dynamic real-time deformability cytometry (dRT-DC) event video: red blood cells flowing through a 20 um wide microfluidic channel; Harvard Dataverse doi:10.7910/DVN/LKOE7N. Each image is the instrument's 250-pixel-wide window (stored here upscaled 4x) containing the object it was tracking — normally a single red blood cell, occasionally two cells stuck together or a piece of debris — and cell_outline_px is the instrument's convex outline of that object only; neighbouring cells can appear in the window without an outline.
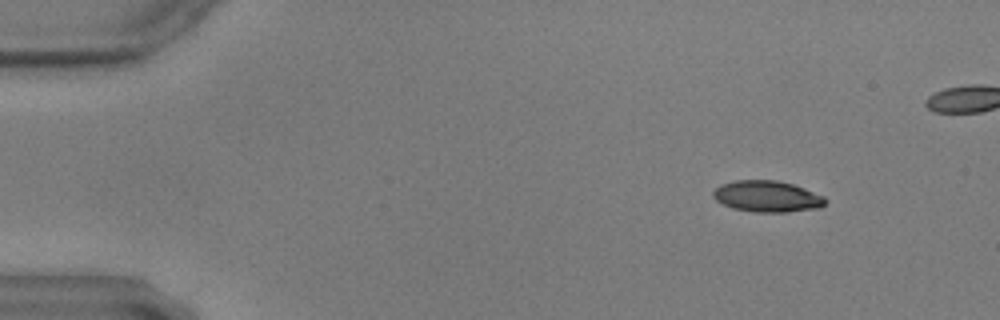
{"species": "common noctule bat (a hibernating species)", "species_latin": "Nyctalus noctula", "temperature_condition": "warm", "stored_images_in_passage": 51, "camera_frame_rate_fps": 3000, "um_per_image_px": 0.085, "animal": {"sex": "male", "body_mass_g": 17.9, "forearm_length_mm": 54.2}, "frame": {"image": 1, "passage_image": 4, "time_ms": 1.0, "image_size_px": [1000, 320], "cell_outline_px": [[828, 200], [820, 208], [788, 212], [756, 212], [732, 208], [716, 200], [712, 196], [712, 192], [720, 184], [736, 180], [776, 180], [792, 184], [804, 188], [824, 196]], "centroid_in_image_um": [65.21, 16.69], "position_along_channel_um": 19.8, "area_um2": 20.52}}
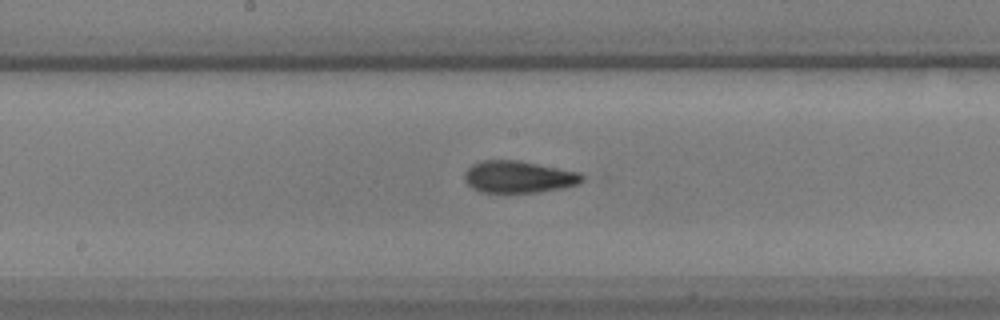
{"frame": {"image": 2, "passage_image": 28, "time_ms": 9.0, "image_size_px": [1000, 320], "cell_outline_px": [[584, 180], [580, 184], [564, 188], [536, 192], [480, 192], [472, 188], [464, 180], [464, 172], [472, 164], [480, 160], [520, 160], [580, 172], [584, 176]], "centroid_in_image_um": [44.09, 15.02], "position_along_channel_um": 204.1, "area_um2": 22.2}}
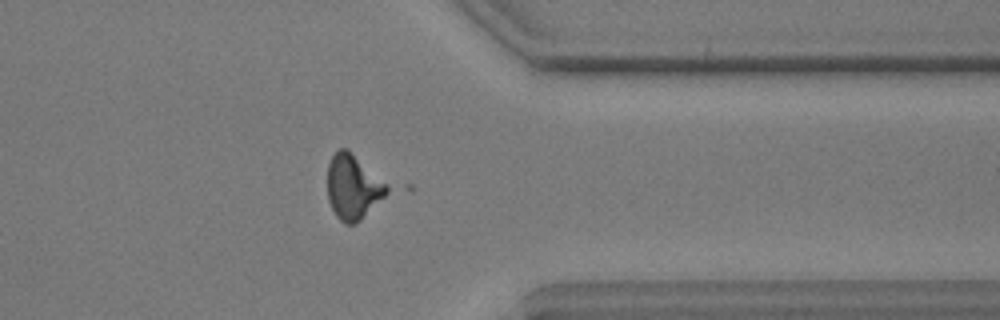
{"frame": {"image": 3, "passage_image": 44, "time_ms": 14.333, "image_size_px": [1000, 320], "cell_outline_px": [[392, 188], [356, 224], [344, 224], [336, 216], [328, 200], [328, 164], [332, 156], [340, 148], [348, 148]], "centroid_in_image_um": [30.01, 15.88], "position_along_channel_um": 381.4, "area_um2": 22.37}}